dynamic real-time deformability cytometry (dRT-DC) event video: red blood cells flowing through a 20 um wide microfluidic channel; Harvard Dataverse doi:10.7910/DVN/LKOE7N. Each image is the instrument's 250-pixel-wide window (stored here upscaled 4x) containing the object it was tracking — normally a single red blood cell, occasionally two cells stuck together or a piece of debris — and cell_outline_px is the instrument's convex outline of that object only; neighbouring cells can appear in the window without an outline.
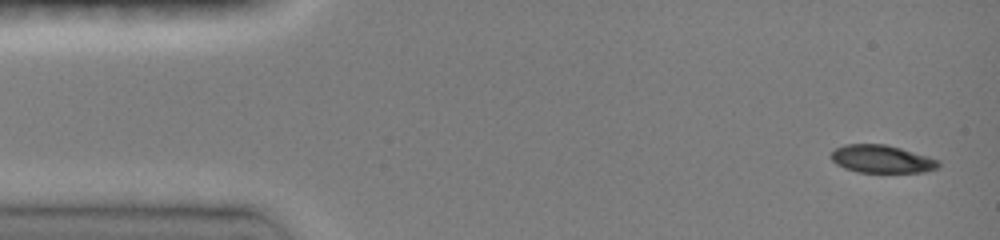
{"species": "common noctule bat (a hibernating species)", "species_latin": "Nyctalus noctula", "temperature_condition": "room temperature", "stored_images_in_passage": 41, "camera_frame_rate_fps": 3000, "um_per_image_px": 0.085, "animal": {"sex": "female", "body_mass_g": 19.0, "forearm_length_mm": 51.5}, "frame": {"image": 1, "passage_image": 1, "time_ms": 0.0, "image_size_px": [1000, 240], "cell_outline_px": [[940, 168], [924, 172], [856, 172], [844, 168], [836, 164], [832, 160], [832, 152], [836, 148], [844, 144], [884, 144], [900, 148], [928, 156], [940, 160]], "centroid_in_image_um": [74.98, 13.52], "position_along_channel_um": 10.0, "area_um2": 17.46}}
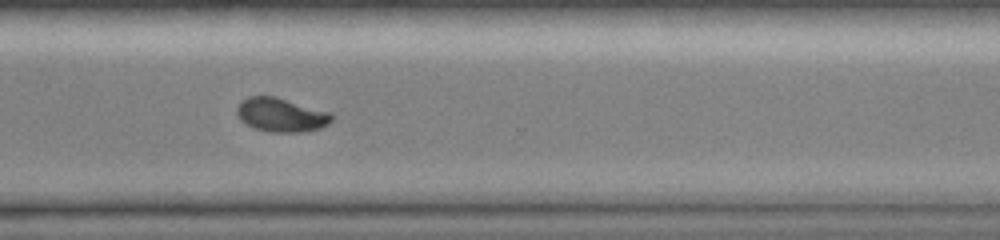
{"frame": {"image": 2, "passage_image": 27, "time_ms": 11.0, "image_size_px": [1000, 240], "cell_outline_px": [[332, 120], [328, 124], [320, 128], [300, 132], [272, 132], [252, 128], [240, 120], [236, 112], [236, 108], [248, 96], [276, 96], [332, 112]], "centroid_in_image_um": [23.9, 9.76], "position_along_channel_um": 346.7, "area_um2": 18.84}}
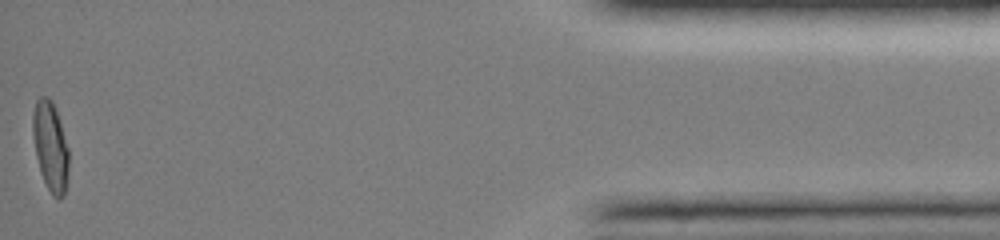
{"frame": {"image": 3, "passage_image": 41, "time_ms": 15.0, "image_size_px": [1000, 240], "cell_outline_px": [[68, 176], [64, 196], [60, 200], [56, 200], [52, 196], [40, 172], [36, 156], [32, 136], [32, 116], [36, 100], [40, 96], [48, 96], [52, 100], [56, 108], [68, 148]], "centroid_in_image_um": [4.28, 12.45], "position_along_channel_um": 430.9, "area_um2": 19.07}, "authors_computed_cell_mechanics": {"area_um2": 18.785, "velocity_mm_per_s": 4.0616, "shape_relaxation_time_tau1_ms": 5.1774, "shape_relaxation_time_tau2_ms": 1.6738, "deformation_change_tau1": 0.1716, "deformation_change_tau2": 0.0262}}